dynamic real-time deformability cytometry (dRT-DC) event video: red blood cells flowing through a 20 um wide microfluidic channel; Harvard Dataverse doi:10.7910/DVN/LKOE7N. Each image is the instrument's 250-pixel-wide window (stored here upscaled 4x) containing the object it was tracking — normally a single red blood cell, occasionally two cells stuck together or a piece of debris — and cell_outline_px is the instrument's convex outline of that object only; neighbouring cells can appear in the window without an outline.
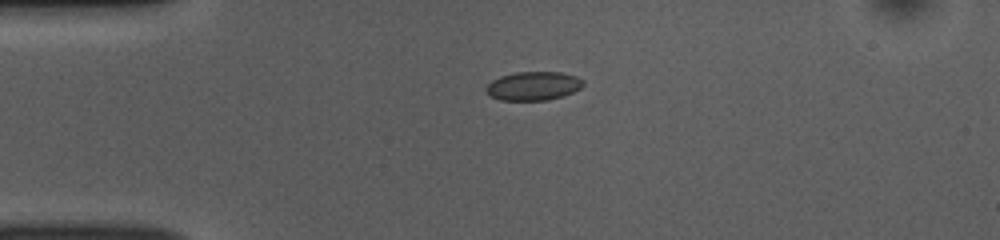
{"species": "common noctule bat (a hibernating species)", "species_latin": "Nyctalus noctula", "temperature_condition": "room temperature", "stored_images_in_passage": 41, "camera_frame_rate_fps": 3000, "um_per_image_px": 0.085, "animal": {"sex": "female", "body_mass_g": 10.0, "forearm_length_mm": 53.1}, "frame": {"image": 1, "passage_image": 1, "time_ms": 0.0, "image_size_px": [1000, 240], "cell_outline_px": [[584, 84], [580, 88], [572, 92], [548, 100], [500, 100], [492, 96], [484, 88], [492, 80], [500, 76], [516, 72], [560, 72], [576, 76], [584, 80]], "centroid_in_image_um": [45.33, 7.29], "position_along_channel_um": 39.7, "area_um2": 16.13}}
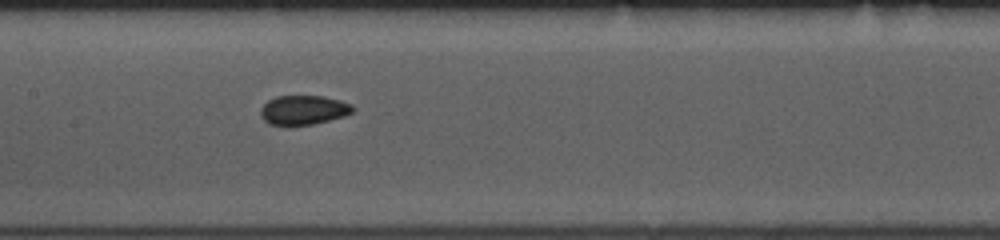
{"frame": {"image": 2, "passage_image": 14, "time_ms": 4.333, "image_size_px": [1000, 240], "cell_outline_px": [[356, 108], [352, 112], [344, 116], [312, 124], [288, 128], [268, 124], [260, 116], [260, 108], [268, 100], [276, 96], [320, 96], [340, 100], [352, 104]], "centroid_in_image_um": [25.75, 9.38], "position_along_channel_um": 181.7, "area_um2": 16.24}}
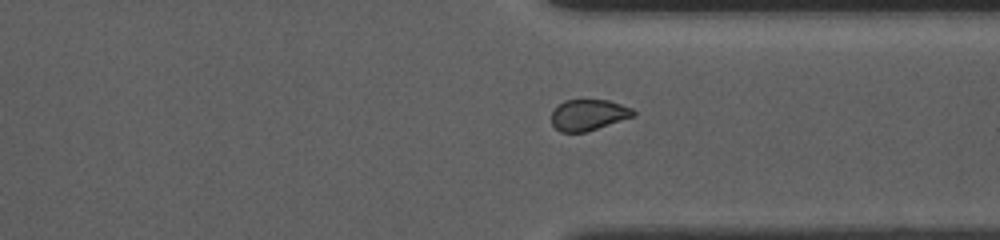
{"frame": {"image": 3, "passage_image": 28, "time_ms": 9.0, "image_size_px": [1000, 240], "cell_outline_px": [[636, 116], [584, 132], [560, 132], [552, 124], [552, 112], [564, 100], [608, 100], [632, 108], [636, 112]], "centroid_in_image_um": [50.04, 9.76], "position_along_channel_um": 361.4, "area_um2": 14.68}, "authors_computed_cell_mechanics": {"area_um2": 15.7794, "velocity_mm_per_s": 3.8644, "shape_relaxation_time_tau1_ms": 8.7466, "shape_relaxation_time_tau2_ms": 1.5142, "deformation_change_tau1": 0.1235, "deformation_change_tau2": 0.0517}}